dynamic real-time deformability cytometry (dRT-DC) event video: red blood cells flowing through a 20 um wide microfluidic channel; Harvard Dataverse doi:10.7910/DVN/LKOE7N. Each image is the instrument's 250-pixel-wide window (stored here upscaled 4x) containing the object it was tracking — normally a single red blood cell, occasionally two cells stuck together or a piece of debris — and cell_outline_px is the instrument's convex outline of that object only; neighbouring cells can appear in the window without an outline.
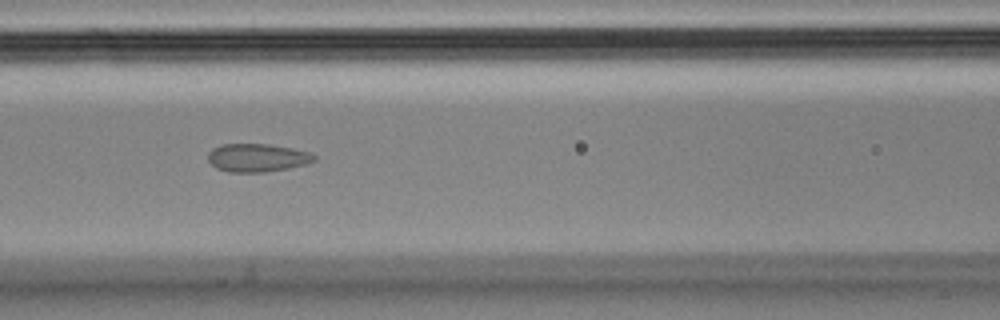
{"species": "Egyptian fruit bat (a non-hibernating species)", "species_latin": "Rousettus aegyptiacus", "temperature_condition": "cold", "stored_images_in_passage": 54, "segment_of_instrument_passage": [1, 2], "camera_frame_rate_fps": 3000, "um_per_image_px": 0.085, "animal": {"sex": "male"}, "frame": {"image": 1, "passage_image": 22, "time_ms": 7.0, "image_size_px": [1000, 320], "cell_outline_px": [[316, 160], [304, 164], [288, 168], [264, 172], [228, 172], [216, 168], [208, 160], [208, 152], [212, 148], [220, 144], [268, 144], [292, 148], [308, 152], [316, 156]], "centroid_in_image_um": [21.83, 13.4], "position_along_channel_um": 144.8, "area_um2": 17.4}}
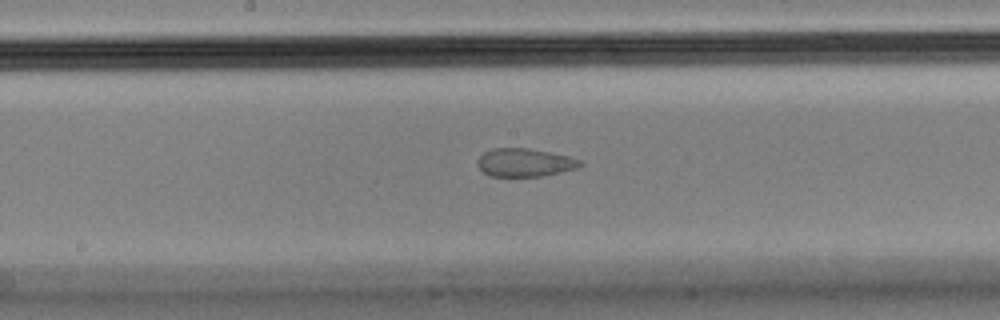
{"frame": {"image": 2, "passage_image": 27, "time_ms": 8.667, "image_size_px": [1000, 320], "cell_outline_px": [[584, 164], [580, 168], [540, 176], [492, 176], [484, 172], [476, 164], [476, 160], [484, 152], [492, 148], [528, 148], [568, 156], [580, 160]], "centroid_in_image_um": [44.6, 13.81], "position_along_channel_um": 203.6, "area_um2": 16.82}}